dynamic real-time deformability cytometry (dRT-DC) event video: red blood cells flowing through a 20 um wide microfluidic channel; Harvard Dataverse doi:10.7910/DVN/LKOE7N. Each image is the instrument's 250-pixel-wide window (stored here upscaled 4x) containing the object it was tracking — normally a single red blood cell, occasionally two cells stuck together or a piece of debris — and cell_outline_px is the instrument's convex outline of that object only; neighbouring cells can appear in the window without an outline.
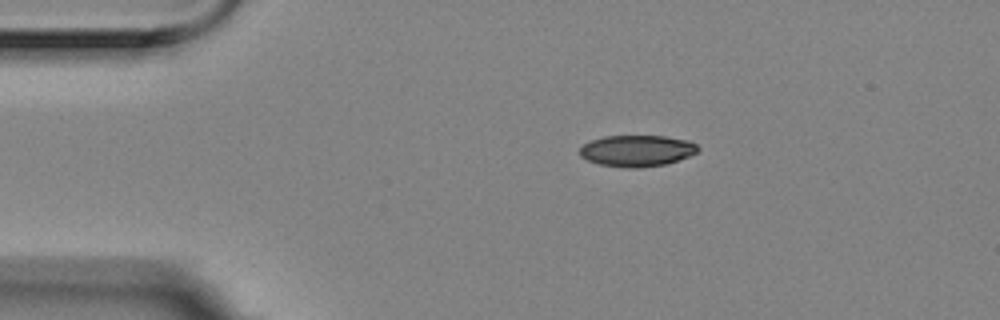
{"species": "Egyptian fruit bat (a non-hibernating species)", "species_latin": "Rousettus aegyptiacus", "temperature_condition": "room temperature", "stored_images_in_passage": 5, "camera_frame_rate_fps": 3000, "um_per_image_px": 0.085, "animal": {"sex": "female"}, "frame": {"image": 1, "passage_image": 5, "time_ms": 1.333, "image_size_px": [1000, 320], "cell_outline_px": [[700, 148], [696, 152], [688, 156], [664, 164], [636, 168], [624, 168], [600, 164], [588, 160], [580, 156], [580, 148], [584, 144], [592, 140], [604, 136], [664, 136], [688, 140], [696, 144]], "centroid_in_image_um": [54.12, 12.81], "position_along_channel_um": 30.9, "area_um2": 21.39}}